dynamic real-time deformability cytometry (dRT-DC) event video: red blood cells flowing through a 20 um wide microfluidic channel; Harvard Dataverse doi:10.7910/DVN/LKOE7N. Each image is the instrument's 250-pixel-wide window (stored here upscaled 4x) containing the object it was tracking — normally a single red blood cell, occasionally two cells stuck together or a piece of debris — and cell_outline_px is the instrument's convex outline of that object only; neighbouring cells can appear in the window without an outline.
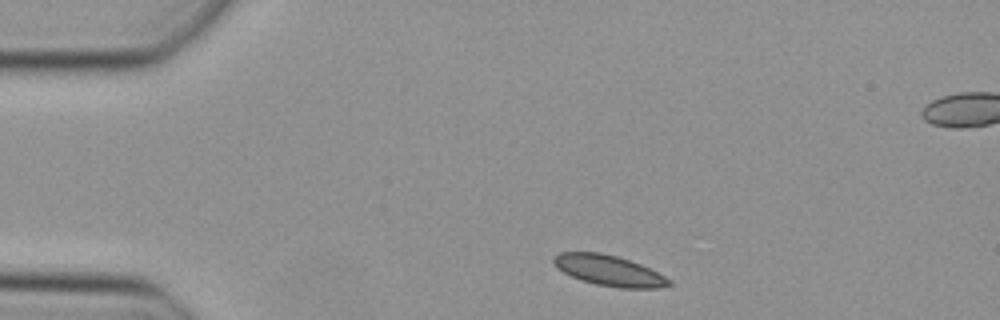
{"species": "Egyptian fruit bat (a non-hibernating species)", "species_latin": "Rousettus aegyptiacus", "temperature_condition": "cold", "stored_images_in_passage": 18, "camera_frame_rate_fps": 3000, "um_per_image_px": 0.085, "animal": {"sex": "female"}, "frame": {"image": 1, "passage_image": 1, "time_ms": 0.0, "image_size_px": [1000, 320], "cell_outline_px": [[672, 284], [656, 288], [620, 288], [596, 284], [580, 280], [556, 268], [552, 260], [552, 256], [560, 252], [600, 252], [616, 256], [640, 264], [672, 280]], "centroid_in_image_um": [51.72, 22.99], "position_along_channel_um": 33.3, "area_um2": 20.46}}
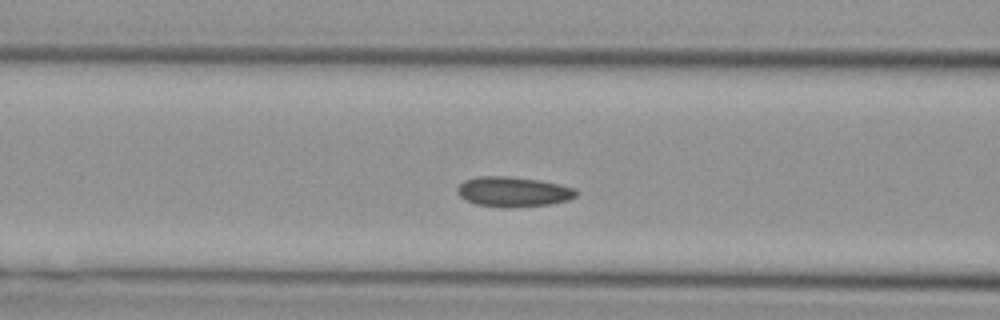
{"frame": {"image": 2, "passage_image": 11, "time_ms": 3.333, "image_size_px": [1000, 320], "cell_outline_px": [[576, 196], [568, 200], [548, 204], [476, 204], [464, 200], [456, 192], [456, 188], [464, 180], [480, 176], [508, 176], [540, 180], [572, 188], [576, 192]], "centroid_in_image_um": [43.56, 16.24], "position_along_channel_um": 123.0, "area_um2": 19.59}}
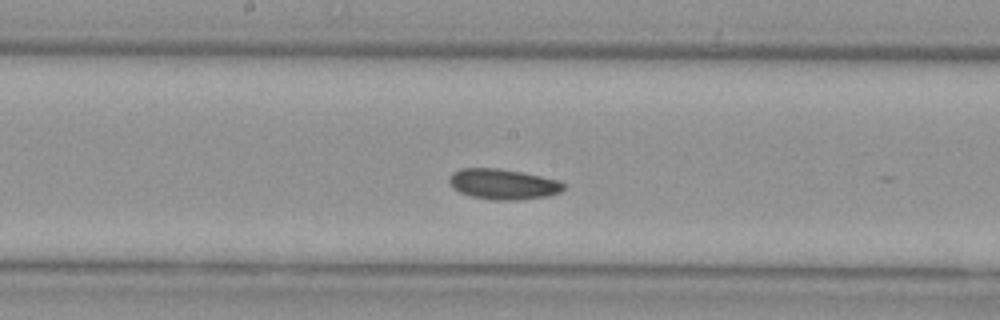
{"frame": {"image": 3, "passage_image": 17, "time_ms": 5.333, "image_size_px": [1000, 320], "cell_outline_px": [[564, 188], [560, 192], [548, 196], [520, 200], [496, 200], [472, 196], [460, 192], [452, 188], [448, 180], [448, 176], [452, 172], [460, 168], [496, 168], [520, 172], [540, 176], [556, 180], [564, 184]], "centroid_in_image_um": [42.71, 15.65], "position_along_channel_um": 205.5, "area_um2": 20.23}}